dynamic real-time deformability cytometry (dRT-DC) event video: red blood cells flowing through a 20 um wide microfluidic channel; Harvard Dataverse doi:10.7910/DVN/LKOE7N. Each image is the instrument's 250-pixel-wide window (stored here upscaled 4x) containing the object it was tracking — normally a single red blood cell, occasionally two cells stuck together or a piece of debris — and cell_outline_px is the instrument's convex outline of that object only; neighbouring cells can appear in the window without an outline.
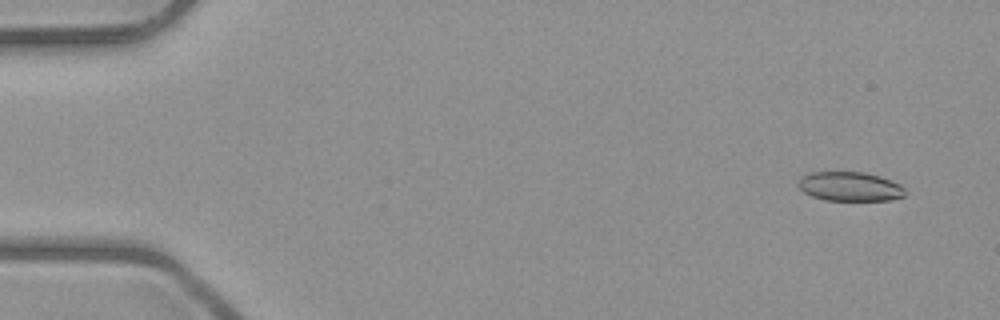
{"species": "common noctule bat (a hibernating species)", "species_latin": "Nyctalus noctula", "temperature_condition": "room temperature", "stored_images_in_passage": 7, "camera_frame_rate_fps": 3000, "um_per_image_px": 0.085, "animal": {"sex": "male", "body_mass_g": 23.1, "forearm_length_mm": 52.7}, "frame": {"image": 1, "passage_image": 1, "time_ms": 0.0, "image_size_px": [1000, 320], "cell_outline_px": [[904, 196], [888, 200], [824, 200], [812, 196], [804, 192], [800, 188], [800, 176], [808, 172], [864, 172], [880, 176], [900, 184], [904, 188]], "centroid_in_image_um": [72.23, 15.84], "position_along_channel_um": 12.8, "area_um2": 18.09}}
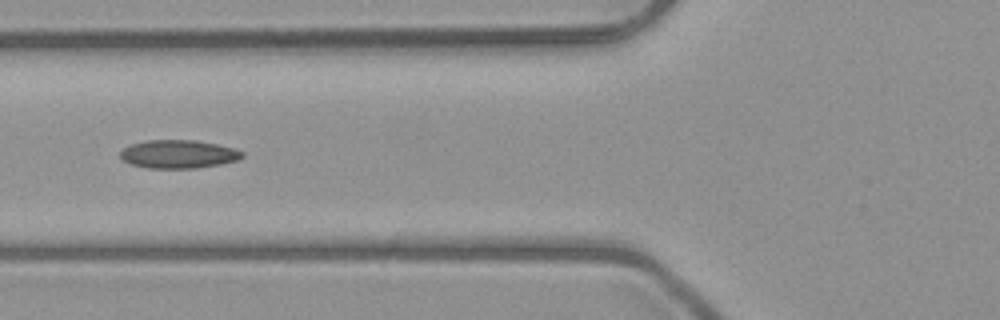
{"frame": {"image": 2, "passage_image": 6, "time_ms": 5.667, "image_size_px": [1000, 320], "cell_outline_px": [[244, 156], [236, 160], [220, 164], [196, 168], [148, 168], [132, 164], [124, 160], [120, 156], [120, 152], [124, 148], [132, 144], [148, 140], [196, 140], [216, 144], [232, 148], [244, 152]], "centroid_in_image_um": [15.17, 13.1], "position_along_channel_um": 110.6, "area_um2": 19.88}}
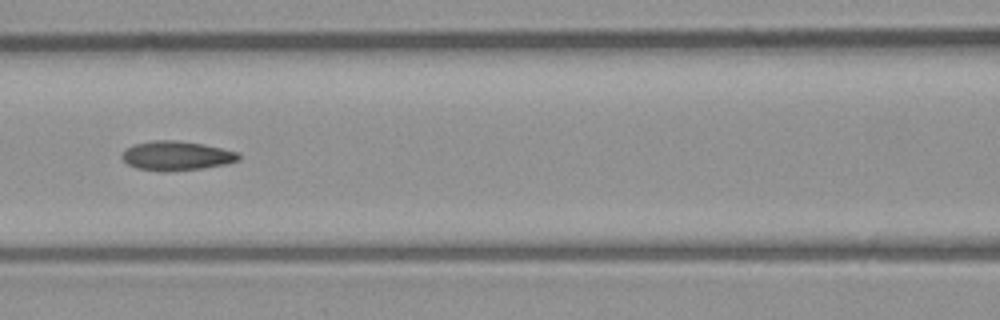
{"frame": {"image": 3, "passage_image": 7, "time_ms": 6.667, "image_size_px": [1000, 320], "cell_outline_px": [[240, 160], [228, 164], [204, 168], [168, 172], [164, 172], [136, 168], [128, 164], [120, 156], [132, 144], [152, 140], [176, 140], [204, 144], [240, 152]], "centroid_in_image_um": [15.04, 13.24], "position_along_channel_um": 151.6, "area_um2": 20.23}}